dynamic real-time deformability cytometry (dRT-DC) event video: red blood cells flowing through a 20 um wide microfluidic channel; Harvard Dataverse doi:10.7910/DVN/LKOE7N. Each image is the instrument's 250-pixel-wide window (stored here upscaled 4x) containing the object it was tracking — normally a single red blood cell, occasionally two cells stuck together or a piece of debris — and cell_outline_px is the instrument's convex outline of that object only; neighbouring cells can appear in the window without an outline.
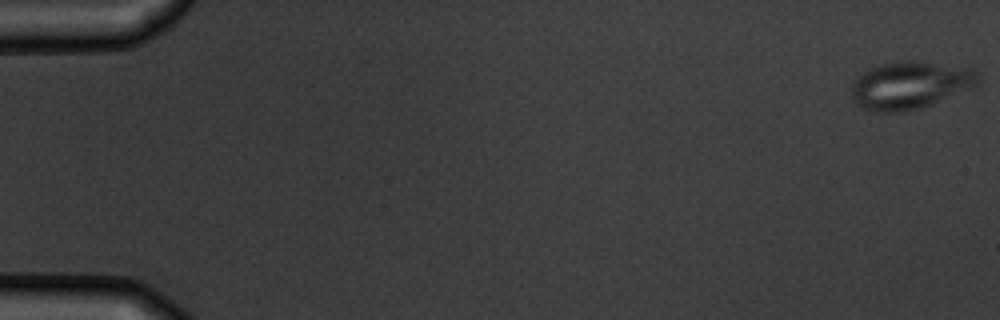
{"species": "common noctule bat (a hibernating species)", "species_latin": "Nyctalus noctula", "temperature_condition": "warm", "stored_images_in_passage": 5, "camera_frame_rate_fps": 3000, "um_per_image_px": 0.085, "animal": {"sex": "male", "body_mass_g": 19.5, "forearm_length_mm": 54.6}, "frame": {"image": 1, "passage_image": 1, "time_ms": 0.0, "image_size_px": [1000, 320], "cell_outline_px": [[980, 80], [972, 88], [920, 108], [904, 112], [872, 112], [864, 108], [852, 96], [852, 80], [868, 68], [880, 64], [908, 60], [912, 60], [972, 68], [980, 72]], "centroid_in_image_um": [77.37, 7.23], "position_along_channel_um": 7.6, "area_um2": 35.14}}